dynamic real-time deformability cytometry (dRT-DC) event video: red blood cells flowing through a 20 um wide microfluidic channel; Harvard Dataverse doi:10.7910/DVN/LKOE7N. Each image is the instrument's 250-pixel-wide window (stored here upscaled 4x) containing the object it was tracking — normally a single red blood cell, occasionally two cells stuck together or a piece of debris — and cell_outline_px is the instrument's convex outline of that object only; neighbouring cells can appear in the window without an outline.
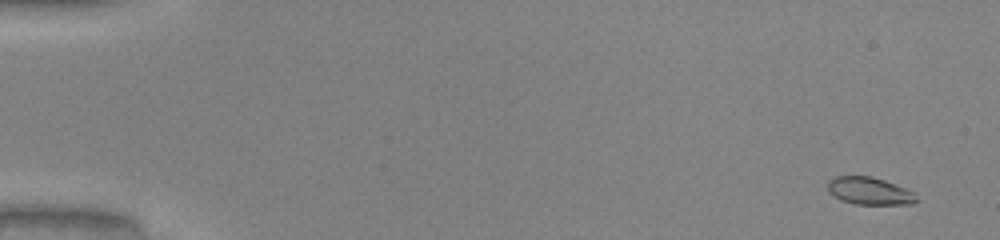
{"species": "common noctule bat (a hibernating species)", "species_latin": "Nyctalus noctula", "temperature_condition": "warm", "stored_images_in_passage": 52, "camera_frame_rate_fps": 3000, "um_per_image_px": 0.085, "animal": {"sex": "male", "body_mass_g": 20.0, "forearm_length_mm": 53.3}, "frame": {"image": 1, "passage_image": 3, "time_ms": 0.667, "image_size_px": [1000, 240], "cell_outline_px": [[920, 200], [912, 204], [856, 204], [840, 200], [828, 192], [828, 180], [836, 176], [872, 176], [884, 180], [904, 188], [912, 192]], "centroid_in_image_um": [73.88, 16.23], "position_along_channel_um": 11.1, "area_um2": 14.16}}
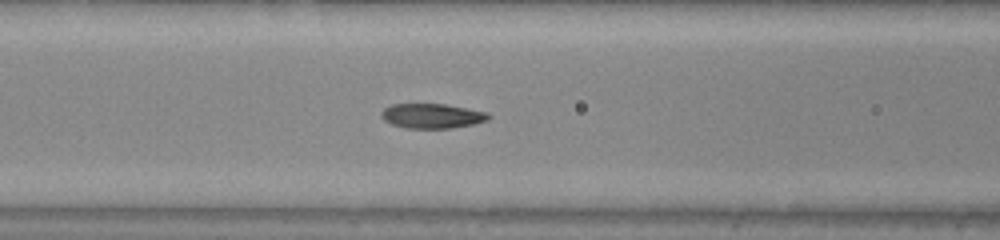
{"frame": {"image": 2, "passage_image": 23, "time_ms": 7.333, "image_size_px": [1000, 240], "cell_outline_px": [[492, 116], [488, 120], [472, 124], [452, 128], [404, 128], [392, 124], [384, 120], [380, 116], [380, 112], [384, 108], [392, 104], [444, 104], [488, 112]], "centroid_in_image_um": [36.71, 9.85], "position_along_channel_um": 129.9, "area_um2": 15.49}}
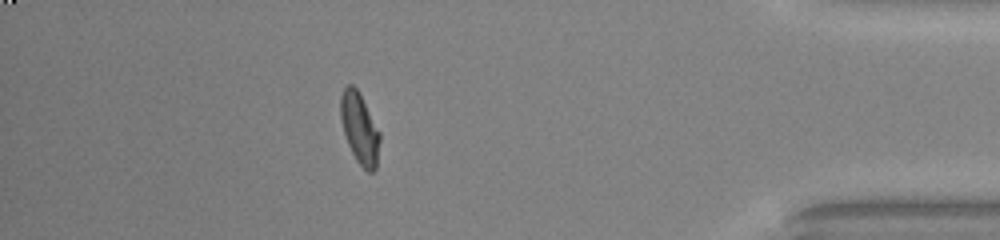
{"frame": {"image": 3, "passage_image": 46, "time_ms": 15.0, "image_size_px": [1000, 240], "cell_outline_px": [[380, 140], [376, 168], [372, 172], [368, 172], [356, 160], [348, 144], [340, 120], [340, 96], [344, 88], [348, 84], [352, 84], [356, 88], [380, 132]], "centroid_in_image_um": [30.55, 10.91], "position_along_channel_um": 404.6, "area_um2": 16.01}, "authors_computed_cell_mechanics": {"area_um2": 15.606, "velocity_mm_per_s": 4.1076, "shape_relaxation_time_tau1_ms": 3.1962, "shape_relaxation_time_tau2_ms": 0.9294, "deformation_change_tau1": 0.1657, "deformation_change_tau2": 0.05}}